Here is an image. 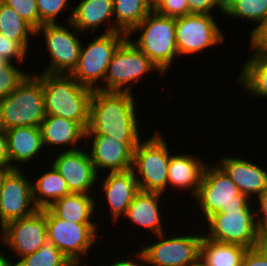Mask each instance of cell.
<instances>
[{"mask_svg": "<svg viewBox=\"0 0 267 266\" xmlns=\"http://www.w3.org/2000/svg\"><path fill=\"white\" fill-rule=\"evenodd\" d=\"M133 92L93 90L85 135H108L122 142H140L138 103ZM137 111V112H136Z\"/></svg>", "mask_w": 267, "mask_h": 266, "instance_id": "obj_1", "label": "cell"}, {"mask_svg": "<svg viewBox=\"0 0 267 266\" xmlns=\"http://www.w3.org/2000/svg\"><path fill=\"white\" fill-rule=\"evenodd\" d=\"M35 74L44 87L46 114L73 120L86 130L93 90L81 85L71 74Z\"/></svg>", "mask_w": 267, "mask_h": 266, "instance_id": "obj_2", "label": "cell"}, {"mask_svg": "<svg viewBox=\"0 0 267 266\" xmlns=\"http://www.w3.org/2000/svg\"><path fill=\"white\" fill-rule=\"evenodd\" d=\"M141 31L132 40L131 34ZM128 39L141 50L158 70L165 75L178 56L176 45V18L151 11L129 34Z\"/></svg>", "mask_w": 267, "mask_h": 266, "instance_id": "obj_3", "label": "cell"}, {"mask_svg": "<svg viewBox=\"0 0 267 266\" xmlns=\"http://www.w3.org/2000/svg\"><path fill=\"white\" fill-rule=\"evenodd\" d=\"M5 99L0 101V128L40 127L46 117L43 84L32 73Z\"/></svg>", "mask_w": 267, "mask_h": 266, "instance_id": "obj_4", "label": "cell"}, {"mask_svg": "<svg viewBox=\"0 0 267 266\" xmlns=\"http://www.w3.org/2000/svg\"><path fill=\"white\" fill-rule=\"evenodd\" d=\"M145 140L142 139L133 152L131 170L141 191L165 194L171 156L168 142L159 131Z\"/></svg>", "mask_w": 267, "mask_h": 266, "instance_id": "obj_5", "label": "cell"}, {"mask_svg": "<svg viewBox=\"0 0 267 266\" xmlns=\"http://www.w3.org/2000/svg\"><path fill=\"white\" fill-rule=\"evenodd\" d=\"M195 204L202 215L200 224L209 216L222 210L239 209L240 207H254L251 199L241 193L231 178L216 164H207L197 195ZM198 202V203H197ZM201 213V214H200Z\"/></svg>", "mask_w": 267, "mask_h": 266, "instance_id": "obj_6", "label": "cell"}, {"mask_svg": "<svg viewBox=\"0 0 267 266\" xmlns=\"http://www.w3.org/2000/svg\"><path fill=\"white\" fill-rule=\"evenodd\" d=\"M128 38L123 32L101 33L81 46L76 68L71 75L83 86L98 90L117 48Z\"/></svg>", "mask_w": 267, "mask_h": 266, "instance_id": "obj_7", "label": "cell"}, {"mask_svg": "<svg viewBox=\"0 0 267 266\" xmlns=\"http://www.w3.org/2000/svg\"><path fill=\"white\" fill-rule=\"evenodd\" d=\"M201 233L167 237L163 232L156 235L157 241L154 239L150 244L148 242L138 252L152 266H200V248L204 235Z\"/></svg>", "mask_w": 267, "mask_h": 266, "instance_id": "obj_8", "label": "cell"}, {"mask_svg": "<svg viewBox=\"0 0 267 266\" xmlns=\"http://www.w3.org/2000/svg\"><path fill=\"white\" fill-rule=\"evenodd\" d=\"M253 207H240L233 210H222L209 216L204 222L208 232L205 237L224 243H232L245 248L257 247L258 225ZM208 227V228H207ZM208 234V235H207Z\"/></svg>", "mask_w": 267, "mask_h": 266, "instance_id": "obj_9", "label": "cell"}, {"mask_svg": "<svg viewBox=\"0 0 267 266\" xmlns=\"http://www.w3.org/2000/svg\"><path fill=\"white\" fill-rule=\"evenodd\" d=\"M157 71L164 76L141 50L127 38L115 51L107 68L101 91L132 92L148 72ZM131 86H130V85Z\"/></svg>", "mask_w": 267, "mask_h": 266, "instance_id": "obj_10", "label": "cell"}, {"mask_svg": "<svg viewBox=\"0 0 267 266\" xmlns=\"http://www.w3.org/2000/svg\"><path fill=\"white\" fill-rule=\"evenodd\" d=\"M45 218L47 240L51 241L75 266L89 265L83 258H87L88 251L90 248L93 249L95 242L97 243L98 224L67 222L57 218L48 208H45Z\"/></svg>", "mask_w": 267, "mask_h": 266, "instance_id": "obj_11", "label": "cell"}, {"mask_svg": "<svg viewBox=\"0 0 267 266\" xmlns=\"http://www.w3.org/2000/svg\"><path fill=\"white\" fill-rule=\"evenodd\" d=\"M72 29V30H71ZM42 32V33H41ZM79 32L71 22L43 24L36 30V36L43 34L45 50L51 61L42 71L53 74H71L80 56L82 41ZM78 34V35H77Z\"/></svg>", "mask_w": 267, "mask_h": 266, "instance_id": "obj_12", "label": "cell"}, {"mask_svg": "<svg viewBox=\"0 0 267 266\" xmlns=\"http://www.w3.org/2000/svg\"><path fill=\"white\" fill-rule=\"evenodd\" d=\"M215 19L213 14L197 13L176 18V45L180 58L223 44L225 36Z\"/></svg>", "mask_w": 267, "mask_h": 266, "instance_id": "obj_13", "label": "cell"}, {"mask_svg": "<svg viewBox=\"0 0 267 266\" xmlns=\"http://www.w3.org/2000/svg\"><path fill=\"white\" fill-rule=\"evenodd\" d=\"M47 240L45 208L30 216L7 223L0 229V245L9 246L17 255L16 262L37 251Z\"/></svg>", "mask_w": 267, "mask_h": 266, "instance_id": "obj_14", "label": "cell"}, {"mask_svg": "<svg viewBox=\"0 0 267 266\" xmlns=\"http://www.w3.org/2000/svg\"><path fill=\"white\" fill-rule=\"evenodd\" d=\"M22 169H11L0 187V229L7 223L35 213L32 181Z\"/></svg>", "mask_w": 267, "mask_h": 266, "instance_id": "obj_15", "label": "cell"}, {"mask_svg": "<svg viewBox=\"0 0 267 266\" xmlns=\"http://www.w3.org/2000/svg\"><path fill=\"white\" fill-rule=\"evenodd\" d=\"M89 141H92L90 142L91 144ZM138 143L139 142H122V139H116L108 135H85V143L83 146L89 145L87 146L88 153L95 171L100 177V175L102 176V174H99L102 173L101 170H103L104 174L106 173L104 170L107 169L109 173L131 170L133 152Z\"/></svg>", "mask_w": 267, "mask_h": 266, "instance_id": "obj_16", "label": "cell"}, {"mask_svg": "<svg viewBox=\"0 0 267 266\" xmlns=\"http://www.w3.org/2000/svg\"><path fill=\"white\" fill-rule=\"evenodd\" d=\"M85 150L86 147L72 151L62 150L56 155L54 153L55 157L50 163L66 181L70 192L94 195L93 189L100 178L88 150Z\"/></svg>", "mask_w": 267, "mask_h": 266, "instance_id": "obj_17", "label": "cell"}, {"mask_svg": "<svg viewBox=\"0 0 267 266\" xmlns=\"http://www.w3.org/2000/svg\"><path fill=\"white\" fill-rule=\"evenodd\" d=\"M217 159L219 161L214 162L231 178L239 191L253 201L254 197L257 198L267 191V170L260 164L234 155Z\"/></svg>", "mask_w": 267, "mask_h": 266, "instance_id": "obj_18", "label": "cell"}, {"mask_svg": "<svg viewBox=\"0 0 267 266\" xmlns=\"http://www.w3.org/2000/svg\"><path fill=\"white\" fill-rule=\"evenodd\" d=\"M101 184L102 192H104L105 202L110 210V218L113 223H118L131 204L134 196L140 191L136 177L132 170L125 172L106 173L102 176Z\"/></svg>", "mask_w": 267, "mask_h": 266, "instance_id": "obj_19", "label": "cell"}, {"mask_svg": "<svg viewBox=\"0 0 267 266\" xmlns=\"http://www.w3.org/2000/svg\"><path fill=\"white\" fill-rule=\"evenodd\" d=\"M195 156L189 153L173 154L171 152L168 164V189L174 187L180 190V193L184 191L187 195L185 191H189L193 198L197 195L209 161L204 162L205 158L202 160L201 157Z\"/></svg>", "mask_w": 267, "mask_h": 266, "instance_id": "obj_20", "label": "cell"}, {"mask_svg": "<svg viewBox=\"0 0 267 266\" xmlns=\"http://www.w3.org/2000/svg\"><path fill=\"white\" fill-rule=\"evenodd\" d=\"M113 8V0H80L73 8L71 23L84 35L99 32L97 29L108 22L110 26L104 27V34L121 32L114 24Z\"/></svg>", "mask_w": 267, "mask_h": 266, "instance_id": "obj_21", "label": "cell"}, {"mask_svg": "<svg viewBox=\"0 0 267 266\" xmlns=\"http://www.w3.org/2000/svg\"><path fill=\"white\" fill-rule=\"evenodd\" d=\"M40 130L43 146L44 149L45 147L46 150L48 149L47 151L52 150V147L55 149L61 147L57 150L65 147L66 149L64 148L63 151L76 150L81 148L79 145L81 140L82 143L85 141L86 130L79 123L54 115H46L40 125Z\"/></svg>", "mask_w": 267, "mask_h": 266, "instance_id": "obj_22", "label": "cell"}, {"mask_svg": "<svg viewBox=\"0 0 267 266\" xmlns=\"http://www.w3.org/2000/svg\"><path fill=\"white\" fill-rule=\"evenodd\" d=\"M161 197H163L161 193L140 190L128 206L123 221L129 219L130 224L139 226L136 229H147L154 236L165 232L162 227L164 220L162 221L160 207V204H164L160 203L164 198Z\"/></svg>", "mask_w": 267, "mask_h": 266, "instance_id": "obj_23", "label": "cell"}, {"mask_svg": "<svg viewBox=\"0 0 267 266\" xmlns=\"http://www.w3.org/2000/svg\"><path fill=\"white\" fill-rule=\"evenodd\" d=\"M8 139L9 167L21 169L35 161L44 150L40 127L24 126L5 130ZM25 163V164H24ZM20 164V166H19ZM22 164V165H21Z\"/></svg>", "mask_w": 267, "mask_h": 266, "instance_id": "obj_24", "label": "cell"}, {"mask_svg": "<svg viewBox=\"0 0 267 266\" xmlns=\"http://www.w3.org/2000/svg\"><path fill=\"white\" fill-rule=\"evenodd\" d=\"M95 195L70 193L54 201L48 209L57 217L76 224H99L93 221L98 204ZM93 196V197H92ZM93 217V218H92Z\"/></svg>", "mask_w": 267, "mask_h": 266, "instance_id": "obj_25", "label": "cell"}, {"mask_svg": "<svg viewBox=\"0 0 267 266\" xmlns=\"http://www.w3.org/2000/svg\"><path fill=\"white\" fill-rule=\"evenodd\" d=\"M246 251L244 246L211 240L203 235L200 266H241Z\"/></svg>", "mask_w": 267, "mask_h": 266, "instance_id": "obj_26", "label": "cell"}, {"mask_svg": "<svg viewBox=\"0 0 267 266\" xmlns=\"http://www.w3.org/2000/svg\"><path fill=\"white\" fill-rule=\"evenodd\" d=\"M37 179L32 180V191L35 205L39 209L48 208L54 201L70 194L66 181L52 166Z\"/></svg>", "mask_w": 267, "mask_h": 266, "instance_id": "obj_27", "label": "cell"}, {"mask_svg": "<svg viewBox=\"0 0 267 266\" xmlns=\"http://www.w3.org/2000/svg\"><path fill=\"white\" fill-rule=\"evenodd\" d=\"M250 59L242 64L241 72L237 78V85L243 87L247 94L258 98H267V58L260 56L252 47Z\"/></svg>", "mask_w": 267, "mask_h": 266, "instance_id": "obj_28", "label": "cell"}, {"mask_svg": "<svg viewBox=\"0 0 267 266\" xmlns=\"http://www.w3.org/2000/svg\"><path fill=\"white\" fill-rule=\"evenodd\" d=\"M113 5L114 24L127 35L153 11L149 0H113Z\"/></svg>", "mask_w": 267, "mask_h": 266, "instance_id": "obj_29", "label": "cell"}, {"mask_svg": "<svg viewBox=\"0 0 267 266\" xmlns=\"http://www.w3.org/2000/svg\"><path fill=\"white\" fill-rule=\"evenodd\" d=\"M227 18L247 19L254 22L250 36L267 22V0H229L224 5V14Z\"/></svg>", "mask_w": 267, "mask_h": 266, "instance_id": "obj_30", "label": "cell"}, {"mask_svg": "<svg viewBox=\"0 0 267 266\" xmlns=\"http://www.w3.org/2000/svg\"><path fill=\"white\" fill-rule=\"evenodd\" d=\"M0 33L11 40L19 41L27 50L31 47L30 37H36V30L2 1H0Z\"/></svg>", "mask_w": 267, "mask_h": 266, "instance_id": "obj_31", "label": "cell"}, {"mask_svg": "<svg viewBox=\"0 0 267 266\" xmlns=\"http://www.w3.org/2000/svg\"><path fill=\"white\" fill-rule=\"evenodd\" d=\"M15 266H75L51 241L45 243L34 253L21 257Z\"/></svg>", "mask_w": 267, "mask_h": 266, "instance_id": "obj_32", "label": "cell"}, {"mask_svg": "<svg viewBox=\"0 0 267 266\" xmlns=\"http://www.w3.org/2000/svg\"><path fill=\"white\" fill-rule=\"evenodd\" d=\"M40 20L43 24L60 23L57 18L60 17L63 10L69 9L71 12L66 22H71L73 7H70L69 0H36Z\"/></svg>", "mask_w": 267, "mask_h": 266, "instance_id": "obj_33", "label": "cell"}, {"mask_svg": "<svg viewBox=\"0 0 267 266\" xmlns=\"http://www.w3.org/2000/svg\"><path fill=\"white\" fill-rule=\"evenodd\" d=\"M17 63H8L3 70L0 71V101L11 94L16 87L29 74L18 67Z\"/></svg>", "mask_w": 267, "mask_h": 266, "instance_id": "obj_34", "label": "cell"}, {"mask_svg": "<svg viewBox=\"0 0 267 266\" xmlns=\"http://www.w3.org/2000/svg\"><path fill=\"white\" fill-rule=\"evenodd\" d=\"M4 4L11 7L19 16L29 23L35 30L40 28L43 23L40 20L36 0H1Z\"/></svg>", "mask_w": 267, "mask_h": 266, "instance_id": "obj_35", "label": "cell"}, {"mask_svg": "<svg viewBox=\"0 0 267 266\" xmlns=\"http://www.w3.org/2000/svg\"><path fill=\"white\" fill-rule=\"evenodd\" d=\"M19 41L9 39L7 36L0 33V56L8 63L23 64L28 59V52ZM15 60V61H14Z\"/></svg>", "mask_w": 267, "mask_h": 266, "instance_id": "obj_36", "label": "cell"}, {"mask_svg": "<svg viewBox=\"0 0 267 266\" xmlns=\"http://www.w3.org/2000/svg\"><path fill=\"white\" fill-rule=\"evenodd\" d=\"M153 10L160 15L172 18L190 14L187 0H160L153 6Z\"/></svg>", "mask_w": 267, "mask_h": 266, "instance_id": "obj_37", "label": "cell"}, {"mask_svg": "<svg viewBox=\"0 0 267 266\" xmlns=\"http://www.w3.org/2000/svg\"><path fill=\"white\" fill-rule=\"evenodd\" d=\"M190 13L197 14H212V10L216 9L224 14V4L222 0H187ZM215 7V8H214Z\"/></svg>", "mask_w": 267, "mask_h": 266, "instance_id": "obj_38", "label": "cell"}, {"mask_svg": "<svg viewBox=\"0 0 267 266\" xmlns=\"http://www.w3.org/2000/svg\"><path fill=\"white\" fill-rule=\"evenodd\" d=\"M250 46L260 55L267 58V22L250 37Z\"/></svg>", "mask_w": 267, "mask_h": 266, "instance_id": "obj_39", "label": "cell"}, {"mask_svg": "<svg viewBox=\"0 0 267 266\" xmlns=\"http://www.w3.org/2000/svg\"><path fill=\"white\" fill-rule=\"evenodd\" d=\"M241 266H267V255L257 247L249 248L243 257Z\"/></svg>", "mask_w": 267, "mask_h": 266, "instance_id": "obj_40", "label": "cell"}, {"mask_svg": "<svg viewBox=\"0 0 267 266\" xmlns=\"http://www.w3.org/2000/svg\"><path fill=\"white\" fill-rule=\"evenodd\" d=\"M255 199L257 201H252V203L255 202L254 208L255 210H257L255 211L256 222L258 227H261L267 221V191H265L262 195L258 196Z\"/></svg>", "mask_w": 267, "mask_h": 266, "instance_id": "obj_41", "label": "cell"}, {"mask_svg": "<svg viewBox=\"0 0 267 266\" xmlns=\"http://www.w3.org/2000/svg\"><path fill=\"white\" fill-rule=\"evenodd\" d=\"M0 166L9 167L8 139L6 131L0 128Z\"/></svg>", "mask_w": 267, "mask_h": 266, "instance_id": "obj_42", "label": "cell"}, {"mask_svg": "<svg viewBox=\"0 0 267 266\" xmlns=\"http://www.w3.org/2000/svg\"><path fill=\"white\" fill-rule=\"evenodd\" d=\"M257 248L267 255V231H258Z\"/></svg>", "mask_w": 267, "mask_h": 266, "instance_id": "obj_43", "label": "cell"}, {"mask_svg": "<svg viewBox=\"0 0 267 266\" xmlns=\"http://www.w3.org/2000/svg\"><path fill=\"white\" fill-rule=\"evenodd\" d=\"M120 258L112 261L113 263H110L107 266H134V257H132V259L127 257L123 259L121 256Z\"/></svg>", "mask_w": 267, "mask_h": 266, "instance_id": "obj_44", "label": "cell"}, {"mask_svg": "<svg viewBox=\"0 0 267 266\" xmlns=\"http://www.w3.org/2000/svg\"><path fill=\"white\" fill-rule=\"evenodd\" d=\"M135 255H133L134 258V266H152L148 264L139 254V252H132Z\"/></svg>", "mask_w": 267, "mask_h": 266, "instance_id": "obj_45", "label": "cell"}, {"mask_svg": "<svg viewBox=\"0 0 267 266\" xmlns=\"http://www.w3.org/2000/svg\"><path fill=\"white\" fill-rule=\"evenodd\" d=\"M0 266H15V263L0 252Z\"/></svg>", "mask_w": 267, "mask_h": 266, "instance_id": "obj_46", "label": "cell"}, {"mask_svg": "<svg viewBox=\"0 0 267 266\" xmlns=\"http://www.w3.org/2000/svg\"><path fill=\"white\" fill-rule=\"evenodd\" d=\"M11 167H6V166H0V187L2 184V181L4 177L7 175V173L11 170Z\"/></svg>", "mask_w": 267, "mask_h": 266, "instance_id": "obj_47", "label": "cell"}, {"mask_svg": "<svg viewBox=\"0 0 267 266\" xmlns=\"http://www.w3.org/2000/svg\"><path fill=\"white\" fill-rule=\"evenodd\" d=\"M7 64L8 62L0 56V71L3 70Z\"/></svg>", "mask_w": 267, "mask_h": 266, "instance_id": "obj_48", "label": "cell"}, {"mask_svg": "<svg viewBox=\"0 0 267 266\" xmlns=\"http://www.w3.org/2000/svg\"><path fill=\"white\" fill-rule=\"evenodd\" d=\"M258 231H267V221L261 227L258 228Z\"/></svg>", "mask_w": 267, "mask_h": 266, "instance_id": "obj_49", "label": "cell"}, {"mask_svg": "<svg viewBox=\"0 0 267 266\" xmlns=\"http://www.w3.org/2000/svg\"><path fill=\"white\" fill-rule=\"evenodd\" d=\"M150 1V3L154 6L158 1H160V0H149Z\"/></svg>", "mask_w": 267, "mask_h": 266, "instance_id": "obj_50", "label": "cell"}, {"mask_svg": "<svg viewBox=\"0 0 267 266\" xmlns=\"http://www.w3.org/2000/svg\"><path fill=\"white\" fill-rule=\"evenodd\" d=\"M229 0H222V3L225 5Z\"/></svg>", "mask_w": 267, "mask_h": 266, "instance_id": "obj_51", "label": "cell"}]
</instances>
